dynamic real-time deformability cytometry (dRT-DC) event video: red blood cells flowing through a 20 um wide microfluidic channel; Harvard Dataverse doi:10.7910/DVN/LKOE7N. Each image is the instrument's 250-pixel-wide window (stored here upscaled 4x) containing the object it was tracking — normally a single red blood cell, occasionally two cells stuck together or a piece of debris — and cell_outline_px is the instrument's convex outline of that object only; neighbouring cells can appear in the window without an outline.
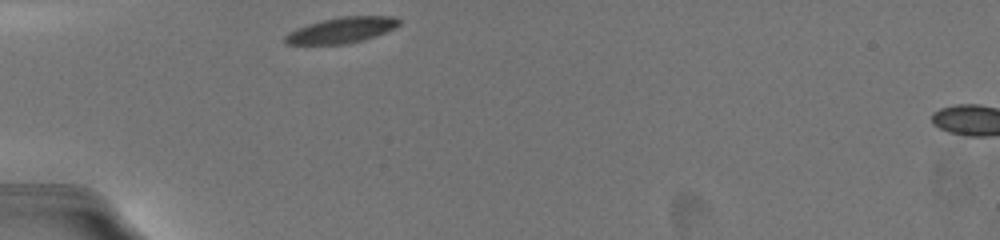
{"species": "common noctule bat (a hibernating species)", "species_latin": "Nyctalus noctula", "temperature_condition": "warm", "stored_images_in_passage": 8, "camera_frame_rate_fps": 3000, "um_per_image_px": 0.085, "animal": {"sex": "female", "body_mass_g": 19.5, "forearm_length_mm": 54.1}, "frame": {"image": 1, "passage_image": 1, "time_ms": 0.0, "image_size_px": [1000, 240], "cell_outline_px": [[400, 24], [384, 32], [364, 40], [344, 44], [288, 44], [284, 40], [284, 36], [296, 28], [308, 24], [340, 16], [392, 16], [400, 20]], "centroid_in_image_um": [29.02, 2.56], "position_along_channel_um": 56.0, "area_um2": 16.82}}
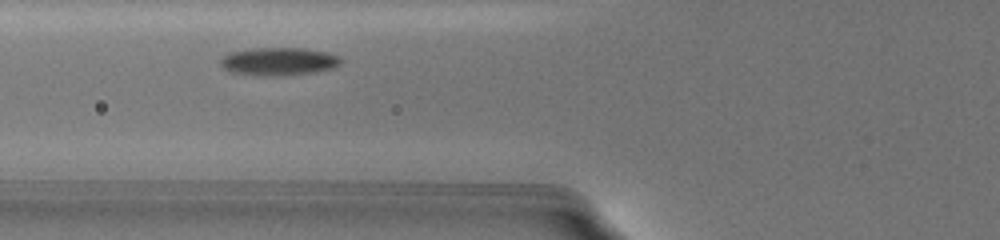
{"frame": {"image": 2, "passage_image": 6, "time_ms": 1.667, "image_size_px": [1000, 240], "cell_outline_px": [[340, 60], [332, 68], [312, 72], [228, 72], [220, 64], [220, 60], [224, 56], [232, 52], [256, 48], [304, 48], [328, 52], [336, 56]], "centroid_in_image_um": [23.68, 5.14], "position_along_channel_um": 102.1, "area_um2": 17.86}}